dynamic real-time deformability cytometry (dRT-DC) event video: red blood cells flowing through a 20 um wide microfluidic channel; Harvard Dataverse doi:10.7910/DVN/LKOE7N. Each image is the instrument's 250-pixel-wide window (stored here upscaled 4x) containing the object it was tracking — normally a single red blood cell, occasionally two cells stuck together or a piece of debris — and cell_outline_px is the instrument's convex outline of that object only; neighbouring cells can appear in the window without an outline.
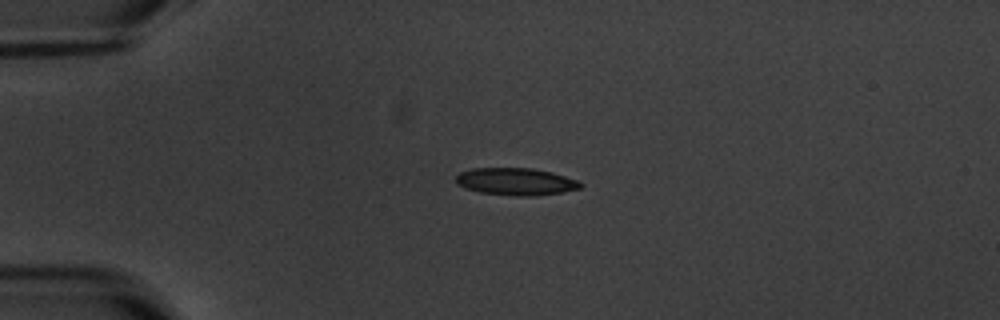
{"species": "common noctule bat (a hibernating species)", "species_latin": "Nyctalus noctula", "temperature_condition": "warm", "stored_images_in_passage": 5, "camera_frame_rate_fps": 3000, "um_per_image_px": 0.085, "animal": {"sex": "male", "body_mass_g": 20.1, "forearm_length_mm": 53.5}, "frame": {"image": 1, "passage_image": 4, "time_ms": 3.667, "image_size_px": [1000, 320], "cell_outline_px": [[584, 184], [580, 188], [564, 192], [536, 196], [512, 196], [480, 192], [456, 184], [456, 176], [460, 172], [472, 168], [532, 168], [552, 172], [576, 180]], "centroid_in_image_um": [43.86, 15.44], "position_along_channel_um": 41.1, "area_um2": 19.83}}